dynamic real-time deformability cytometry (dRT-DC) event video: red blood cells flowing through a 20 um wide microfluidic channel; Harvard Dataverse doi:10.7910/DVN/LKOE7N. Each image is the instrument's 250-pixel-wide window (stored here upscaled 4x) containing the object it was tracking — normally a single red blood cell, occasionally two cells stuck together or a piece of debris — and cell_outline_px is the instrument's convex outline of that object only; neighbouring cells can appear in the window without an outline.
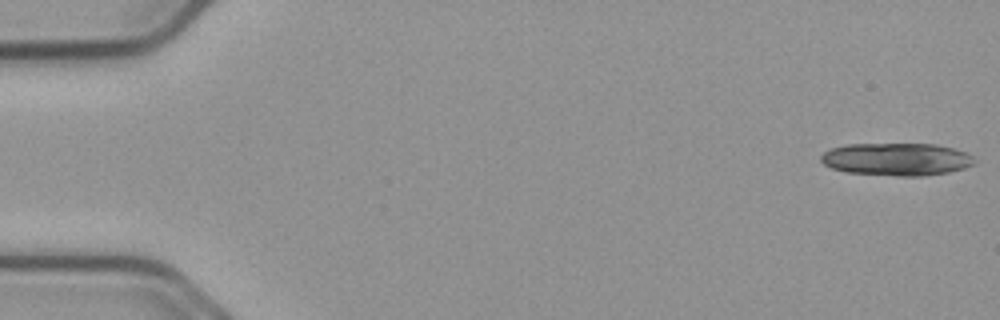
{"species": "common noctule bat (a hibernating species)", "species_latin": "Nyctalus noctula", "temperature_condition": "cold", "stored_images_in_passage": 25, "camera_frame_rate_fps": 3000, "um_per_image_px": 0.085, "animal": {"sex": "male", "body_mass_g": 23.1, "forearm_length_mm": 52.7}, "frame": {"image": 1, "passage_image": 1, "time_ms": 0.0, "image_size_px": [1000, 320], "cell_outline_px": [[976, 164], [964, 168], [948, 172], [924, 176], [896, 176], [844, 172], [832, 168], [824, 164], [820, 160], [820, 156], [824, 152], [832, 148], [848, 144], [936, 144], [968, 152], [976, 160]], "centroid_in_image_um": [76.23, 13.54], "position_along_channel_um": 8.8, "area_um2": 29.42}}